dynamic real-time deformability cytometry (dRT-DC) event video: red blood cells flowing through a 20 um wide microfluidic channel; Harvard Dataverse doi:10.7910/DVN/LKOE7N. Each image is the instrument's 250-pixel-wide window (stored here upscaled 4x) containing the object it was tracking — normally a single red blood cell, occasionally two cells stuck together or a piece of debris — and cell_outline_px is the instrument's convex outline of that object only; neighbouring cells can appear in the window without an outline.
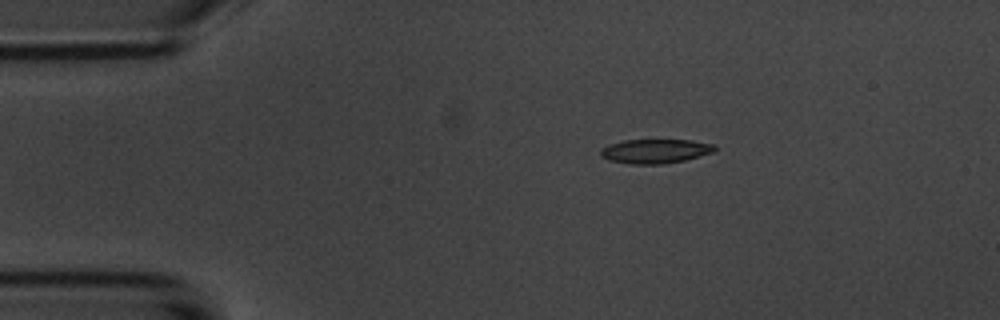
{"species": "common noctule bat (a hibernating species)", "species_latin": "Nyctalus noctula", "temperature_condition": "room temperature", "stored_images_in_passage": 13, "camera_frame_rate_fps": 3000, "um_per_image_px": 0.085, "animal": {"sex": "male", "body_mass_g": 20.1, "forearm_length_mm": 53.5}, "frame": {"image": 1, "passage_image": 1, "time_ms": 0.0, "image_size_px": [1000, 320], "cell_outline_px": [[716, 148], [712, 152], [700, 156], [684, 160], [664, 164], [628, 164], [608, 160], [600, 156], [600, 148], [608, 144], [624, 140], [692, 140], [716, 144]], "centroid_in_image_um": [55.66, 12.85], "position_along_channel_um": 29.3, "area_um2": 16.3}}
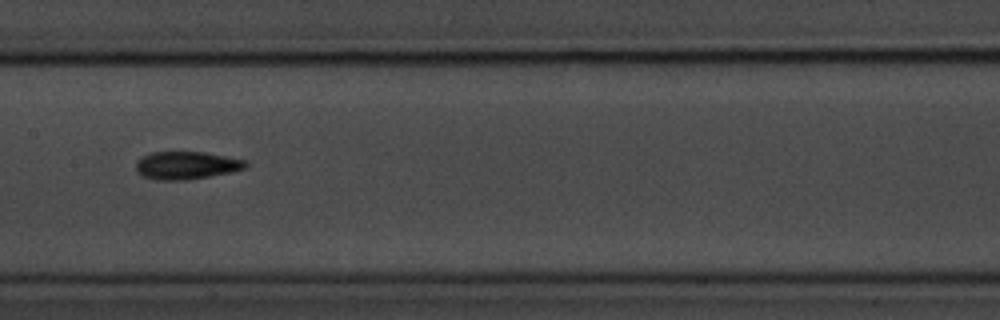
{"frame": {"image": 2, "passage_image": 6, "time_ms": 5.667, "image_size_px": [1000, 320], "cell_outline_px": [[248, 168], [232, 172], [188, 180], [156, 180], [144, 176], [136, 172], [136, 160], [152, 152], [204, 152], [248, 160]], "centroid_in_image_um": [15.89, 14.06], "position_along_channel_um": 191.5, "area_um2": 17.98}}
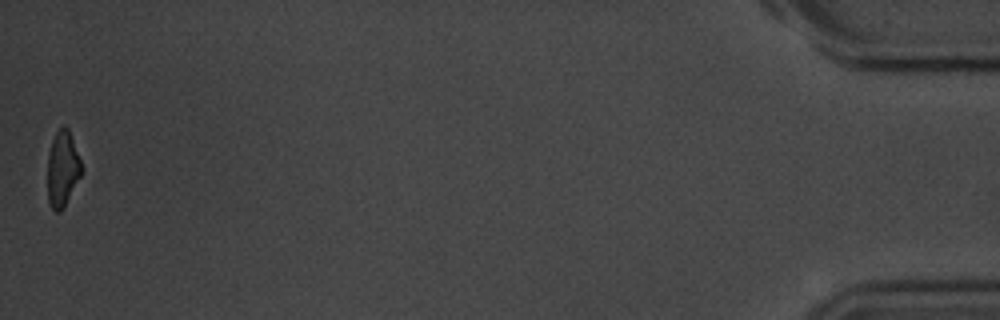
{"frame": {"image": 3, "passage_image": 13, "time_ms": 14.667, "image_size_px": [1000, 320], "cell_outline_px": [[80, 176], [64, 208], [60, 212], [56, 212], [52, 208], [48, 200], [48, 152], [52, 140], [56, 132], [64, 124], [68, 128], [80, 160]], "centroid_in_image_um": [5.29, 14.36], "position_along_channel_um": 429.9, "area_um2": 14.68}, "authors_computed_cell_mechanics": {"area_um2": 16.3574, "velocity_mm_per_s": 3.7119, "shape_relaxation_time_tau1_ms": 2.6679, "shape_relaxation_time_tau2_ms": null, "deformation_change_tau1": 0.1607, "deformation_change_tau2": null}}